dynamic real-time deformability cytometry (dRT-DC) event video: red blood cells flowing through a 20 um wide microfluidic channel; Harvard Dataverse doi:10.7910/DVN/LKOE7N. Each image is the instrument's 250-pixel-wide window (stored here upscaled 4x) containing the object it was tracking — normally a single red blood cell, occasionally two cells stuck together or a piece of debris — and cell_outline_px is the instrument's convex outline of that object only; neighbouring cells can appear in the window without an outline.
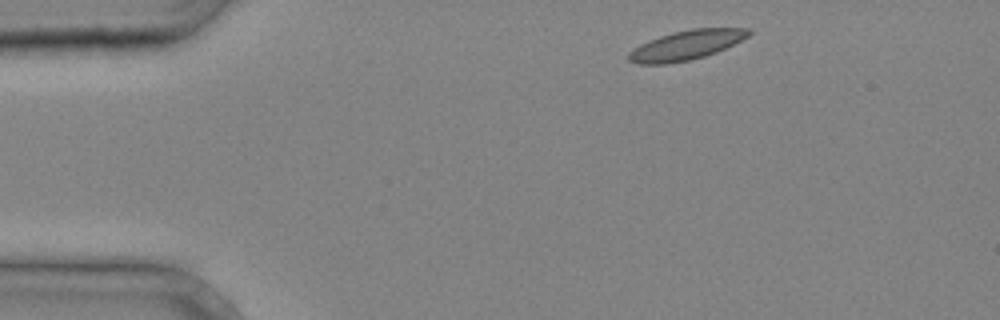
{"species": "common noctule bat (a hibernating species)", "species_latin": "Nyctalus noctula", "temperature_condition": "cold", "stored_images_in_passage": 2, "camera_frame_rate_fps": 3000, "um_per_image_px": 0.085, "animal": {"sex": "male", "body_mass_g": 20.4}, "frame": {"image": 1, "passage_image": 1, "time_ms": 0.0, "image_size_px": [1000, 320], "cell_outline_px": [[752, 32], [748, 36], [716, 52], [692, 60], [664, 64], [636, 64], [628, 60], [628, 52], [640, 44], [648, 40], [672, 32], [692, 28], [748, 28]], "centroid_in_image_um": [58.28, 3.84], "position_along_channel_um": 26.7, "area_um2": 20.58}}